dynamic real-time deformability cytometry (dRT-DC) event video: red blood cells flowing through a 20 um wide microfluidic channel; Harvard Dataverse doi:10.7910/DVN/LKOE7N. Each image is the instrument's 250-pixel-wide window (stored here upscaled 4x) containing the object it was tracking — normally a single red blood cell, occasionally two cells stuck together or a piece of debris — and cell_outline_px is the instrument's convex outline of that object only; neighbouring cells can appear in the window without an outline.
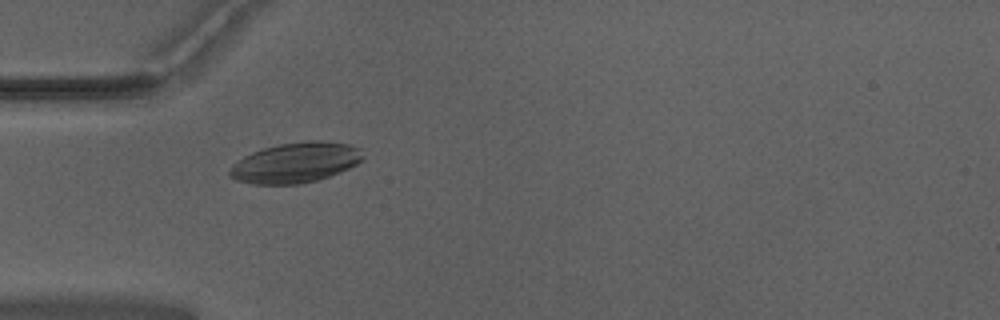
{"species": "Egyptian fruit bat (a non-hibernating species)", "species_latin": "Rousettus aegyptiacus", "temperature_condition": "warm", "stored_images_in_passage": 52, "camera_frame_rate_fps": 3000, "um_per_image_px": 0.085, "animal": {"sex": "male"}, "frame": {"image": 1, "passage_image": 16, "time_ms": 5.0, "image_size_px": [1000, 320], "cell_outline_px": [[364, 160], [340, 172], [316, 180], [300, 184], [252, 184], [236, 180], [228, 176], [228, 172], [232, 164], [244, 156], [252, 152], [264, 148], [280, 144], [312, 140], [320, 140], [348, 144], [364, 148]], "centroid_in_image_um": [25.14, 13.82], "position_along_channel_um": 59.9, "area_um2": 31.44}}
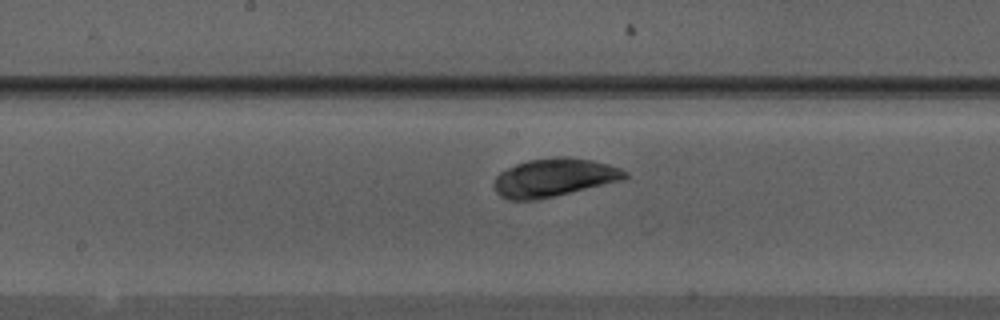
{"frame": {"image": 2, "passage_image": 27, "time_ms": 8.667, "image_size_px": [1000, 320], "cell_outline_px": [[628, 176], [624, 180], [536, 200], [508, 200], [500, 196], [496, 192], [492, 184], [496, 176], [500, 172], [516, 164], [528, 160], [556, 156], [568, 156], [592, 160], [608, 164], [620, 168], [628, 172]], "centroid_in_image_um": [47.09, 15.09], "position_along_channel_um": 201.1, "area_um2": 29.36}}
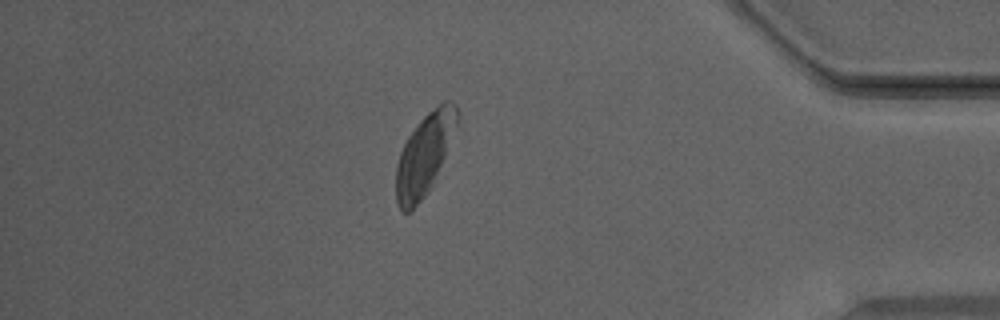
{"frame": {"image": 3, "passage_image": 45, "time_ms": 14.667, "image_size_px": [1000, 320], "cell_outline_px": [[460, 116], [432, 188], [412, 212], [400, 212], [396, 200], [396, 164], [400, 152], [408, 136], [416, 124], [428, 112], [444, 100], [452, 100], [456, 104], [460, 112]], "centroid_in_image_um": [36.08, 13.15], "position_along_channel_um": 399.1, "area_um2": 29.25}, "authors_computed_cell_mechanics": {"area_um2": 29.9115, "velocity_mm_per_s": 3.9359, "shape_relaxation_time_tau1_ms": null, "shape_relaxation_time_tau2_ms": 1.6735, "deformation_change_tau1": null, "deformation_change_tau2": 0.0593}}